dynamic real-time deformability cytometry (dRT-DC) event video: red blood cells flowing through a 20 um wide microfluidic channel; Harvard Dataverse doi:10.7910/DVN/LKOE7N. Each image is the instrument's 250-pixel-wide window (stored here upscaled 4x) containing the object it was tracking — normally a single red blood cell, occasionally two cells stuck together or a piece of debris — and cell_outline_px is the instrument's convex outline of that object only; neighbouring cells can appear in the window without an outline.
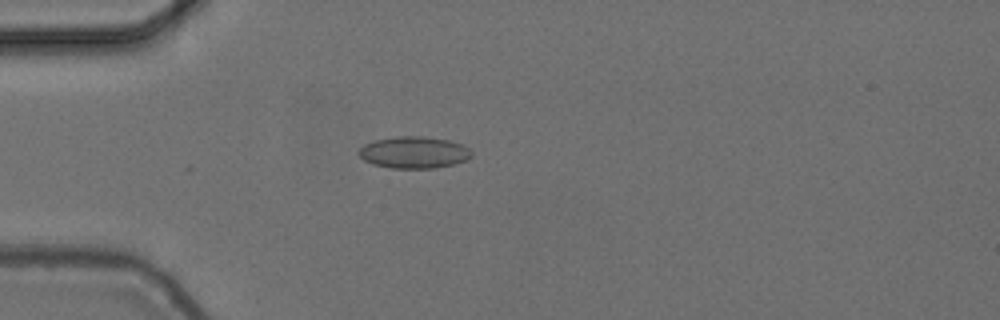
{"species": "common noctule bat (a hibernating species)", "species_latin": "Nyctalus noctula", "temperature_condition": "cold", "stored_images_in_passage": 43, "camera_frame_rate_fps": 3000, "um_per_image_px": 0.085, "animal": {"sex": "female", "body_mass_g": 24.6, "forearm_length_mm": 56.2}, "frame": {"image": 1, "passage_image": 3, "time_ms": 0.667, "image_size_px": [1000, 320], "cell_outline_px": [[472, 156], [468, 160], [436, 168], [392, 168], [372, 164], [364, 160], [356, 152], [364, 144], [376, 140], [396, 136], [424, 136], [448, 140], [460, 144], [468, 148], [472, 152]], "centroid_in_image_um": [35.17, 12.95], "position_along_channel_um": 49.8, "area_um2": 20.92}}
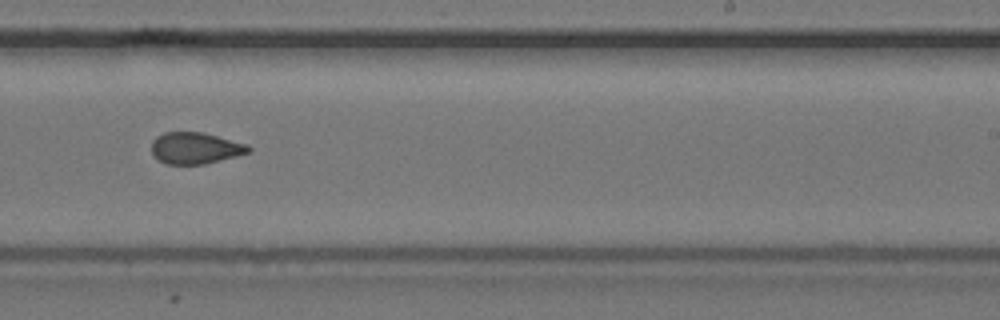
{"frame": {"image": 2, "passage_image": 22, "time_ms": 7.0, "image_size_px": [1000, 320], "cell_outline_px": [[252, 152], [204, 164], [168, 164], [160, 160], [152, 152], [152, 140], [156, 136], [164, 132], [204, 132], [248, 144], [252, 148]], "centroid_in_image_um": [16.64, 12.57], "position_along_channel_um": 272.4, "area_um2": 17.86}}
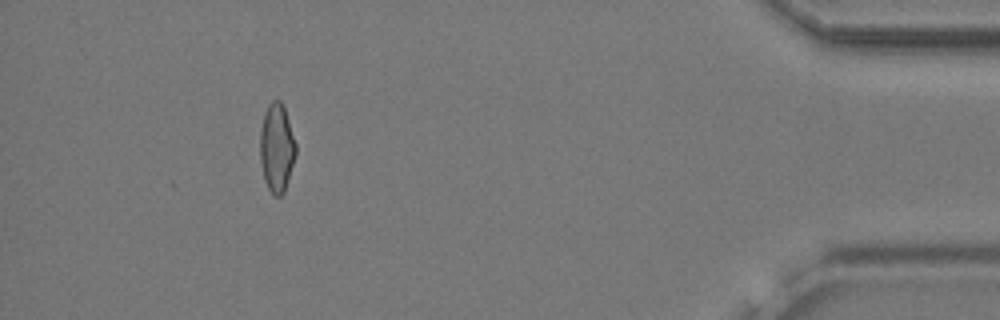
{"frame": {"image": 3, "passage_image": 38, "time_ms": 12.333, "image_size_px": [1000, 320], "cell_outline_px": [[296, 156], [284, 192], [280, 196], [276, 196], [268, 188], [264, 180], [260, 160], [260, 132], [264, 112], [268, 104], [272, 100], [280, 100], [284, 108], [296, 144]], "centroid_in_image_um": [23.51, 12.56], "position_along_channel_um": 411.7, "area_um2": 18.38}, "authors_computed_cell_mechanics": {"area_um2": 18.4382, "velocity_mm_per_s": 3.7282, "shape_relaxation_time_tau1_ms": null, "shape_relaxation_time_tau2_ms": 2.3672, "deformation_change_tau1": null, "deformation_change_tau2": 0.0698}}